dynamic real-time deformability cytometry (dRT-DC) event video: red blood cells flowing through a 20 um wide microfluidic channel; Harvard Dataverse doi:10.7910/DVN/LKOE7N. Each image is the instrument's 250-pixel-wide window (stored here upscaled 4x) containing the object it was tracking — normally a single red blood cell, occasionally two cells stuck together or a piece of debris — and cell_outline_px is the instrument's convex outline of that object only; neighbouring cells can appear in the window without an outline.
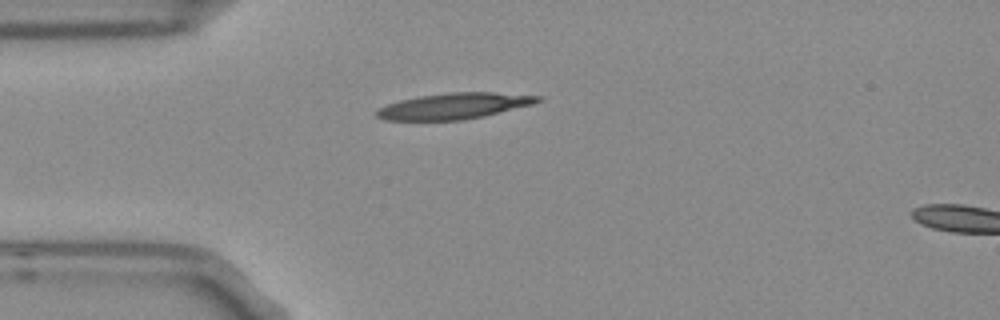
{"species": "Egyptian fruit bat (a non-hibernating species)", "species_latin": "Rousettus aegyptiacus", "temperature_condition": "room temperature", "stored_images_in_passage": 35, "camera_frame_rate_fps": 3000, "um_per_image_px": 0.085, "frame": {"image": 1, "passage_image": 1, "time_ms": 0.0, "image_size_px": [1000, 320], "cell_outline_px": [[544, 100], [532, 104], [484, 116], [464, 120], [384, 120], [376, 116], [372, 112], [376, 108], [400, 100], [420, 96], [448, 92], [496, 92], [544, 96]], "centroid_in_image_um": [38.59, 9.0], "position_along_channel_um": 46.4, "area_um2": 24.62}}
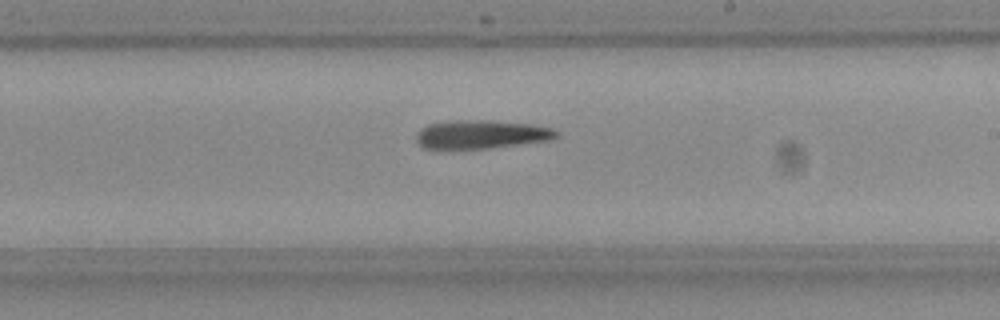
{"frame": {"image": 2, "passage_image": 18, "time_ms": 5.667, "image_size_px": [1000, 320], "cell_outline_px": [[560, 136], [552, 140], [488, 148], [424, 148], [416, 140], [416, 132], [420, 128], [428, 124], [448, 120], [492, 120], [532, 124], [552, 128], [560, 132]], "centroid_in_image_um": [40.94, 11.4], "position_along_channel_um": 248.1, "area_um2": 23.52}}
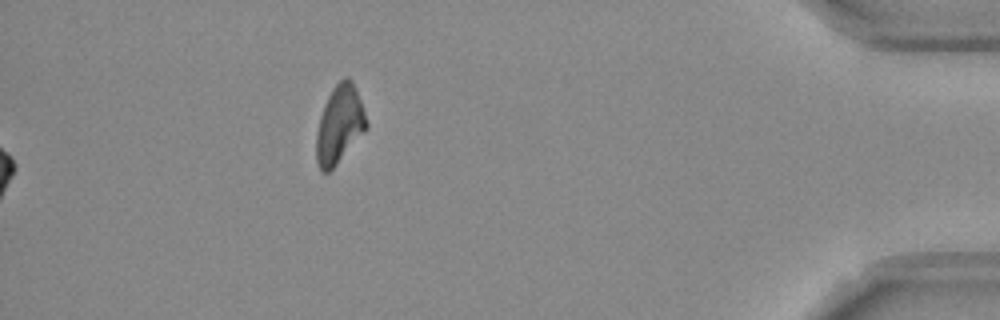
{"frame": {"image": 3, "passage_image": 35, "time_ms": 11.333, "image_size_px": [1000, 320], "cell_outline_px": [[368, 124], [336, 164], [328, 172], [320, 172], [316, 160], [316, 132], [320, 116], [324, 104], [332, 88], [344, 76], [348, 76], [352, 80], [356, 88]], "centroid_in_image_um": [28.81, 10.54], "position_along_channel_um": 406.4, "area_um2": 22.25}}